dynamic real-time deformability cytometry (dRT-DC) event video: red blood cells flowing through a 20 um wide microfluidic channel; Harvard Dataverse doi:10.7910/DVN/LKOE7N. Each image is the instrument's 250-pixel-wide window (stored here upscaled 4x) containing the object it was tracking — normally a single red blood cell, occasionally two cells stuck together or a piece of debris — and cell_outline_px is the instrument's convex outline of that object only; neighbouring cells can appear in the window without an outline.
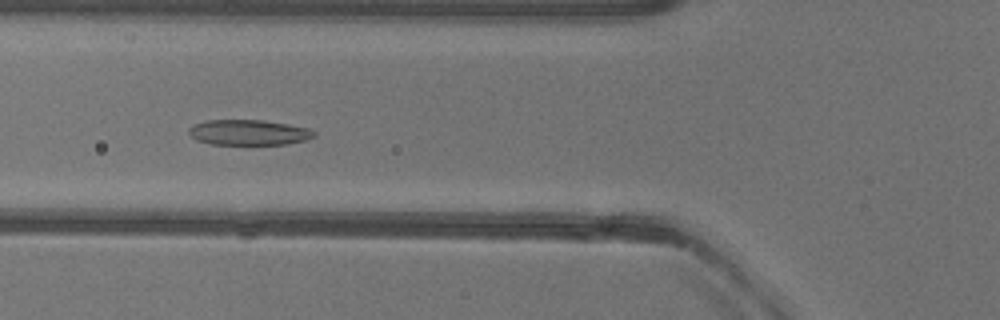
{"species": "common noctule bat (a hibernating species)", "species_latin": "Nyctalus noctula", "temperature_condition": "warm", "stored_images_in_passage": 46, "segment_of_instrument_passage": [1, 2], "camera_frame_rate_fps": 3000, "um_per_image_px": 0.085, "animal": {"sex": "female"}, "frame": {"image": 1, "passage_image": 12, "time_ms": 3.667, "image_size_px": [1000, 320], "cell_outline_px": [[316, 136], [304, 140], [284, 144], [212, 144], [196, 140], [188, 132], [188, 128], [192, 124], [208, 120], [264, 120], [288, 124], [308, 128], [316, 132]], "centroid_in_image_um": [21.12, 11.25], "position_along_channel_um": 104.7, "area_um2": 18.5}}
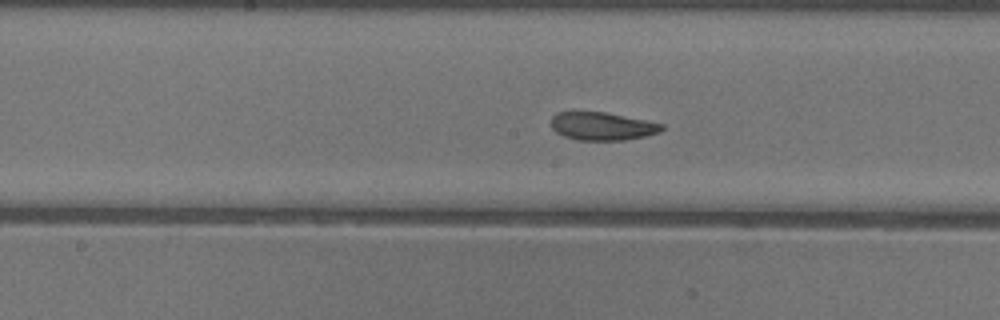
{"frame": {"image": 2, "passage_image": 19, "time_ms": 6.0, "image_size_px": [1000, 320], "cell_outline_px": [[664, 128], [660, 132], [644, 136], [624, 140], [576, 140], [564, 136], [556, 132], [552, 128], [552, 116], [556, 112], [604, 112], [664, 124]], "centroid_in_image_um": [51.18, 10.73], "position_along_channel_um": 197.0, "area_um2": 17.92}}
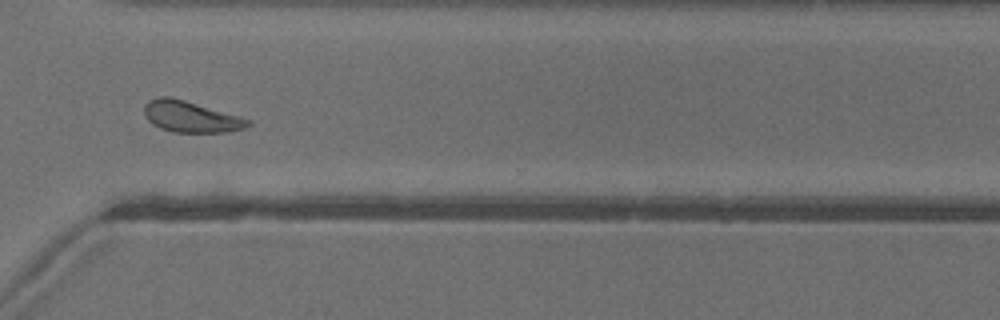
{"frame": {"image": 3, "passage_image": 31, "time_ms": 10.0, "image_size_px": [1000, 320], "cell_outline_px": [[252, 124], [244, 128], [228, 132], [172, 132], [160, 128], [152, 124], [144, 116], [144, 104], [148, 100], [160, 96], [168, 96], [184, 100], [252, 120]], "centroid_in_image_um": [16.18, 9.92], "position_along_channel_um": 354.4, "area_um2": 18.84}}